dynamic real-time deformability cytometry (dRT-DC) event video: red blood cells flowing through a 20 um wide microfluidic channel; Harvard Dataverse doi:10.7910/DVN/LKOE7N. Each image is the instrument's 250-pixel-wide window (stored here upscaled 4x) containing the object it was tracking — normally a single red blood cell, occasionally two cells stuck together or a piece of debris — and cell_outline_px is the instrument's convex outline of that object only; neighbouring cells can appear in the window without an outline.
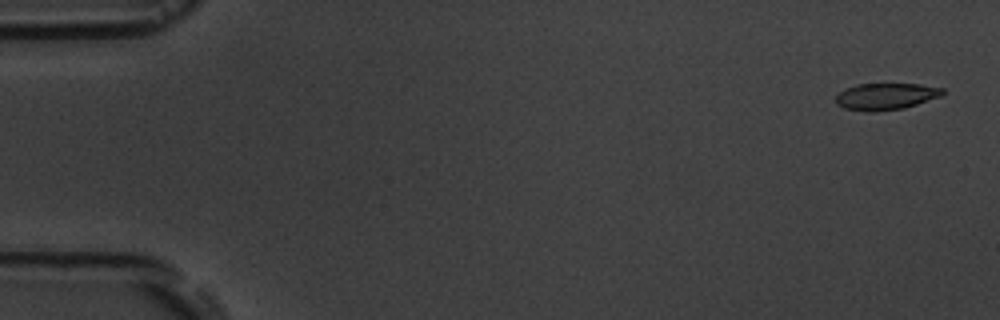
{"species": "common noctule bat (a hibernating species)", "species_latin": "Nyctalus noctula", "temperature_condition": "room temperature", "stored_images_in_passage": 5, "camera_frame_rate_fps": 3000, "um_per_image_px": 0.085, "animal": {"sex": "male", "body_mass_g": 19.5, "forearm_length_mm": 54.6}, "frame": {"image": 1, "passage_image": 1, "time_ms": 0.0, "image_size_px": [1000, 320], "cell_outline_px": [[944, 92], [940, 96], [904, 108], [872, 112], [868, 112], [844, 108], [836, 104], [836, 96], [840, 92], [856, 84], [920, 84], [944, 88]], "centroid_in_image_um": [75.28, 8.19], "position_along_channel_um": 9.7, "area_um2": 16.47}}